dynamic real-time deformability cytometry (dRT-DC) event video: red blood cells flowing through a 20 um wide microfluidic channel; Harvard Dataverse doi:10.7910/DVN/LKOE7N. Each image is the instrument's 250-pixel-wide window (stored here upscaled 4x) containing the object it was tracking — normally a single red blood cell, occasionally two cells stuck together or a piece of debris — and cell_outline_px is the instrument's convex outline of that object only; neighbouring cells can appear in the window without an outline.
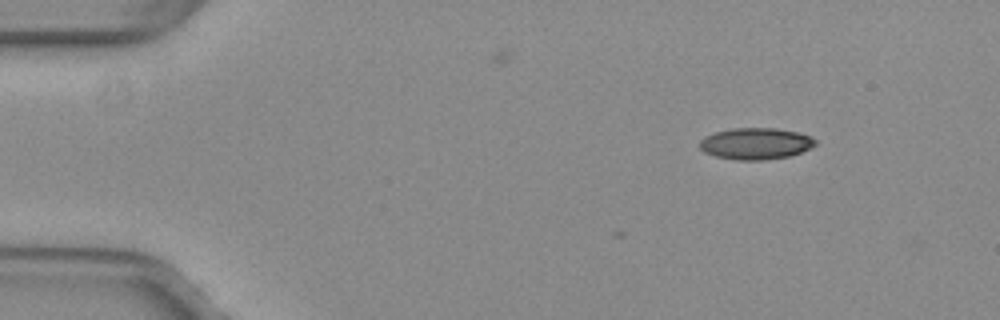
{"species": "common noctule bat (a hibernating species)", "species_latin": "Nyctalus noctula", "temperature_condition": "warm", "stored_images_in_passage": 2, "camera_frame_rate_fps": 3000, "um_per_image_px": 0.085, "animal": {"sex": "female", "body_mass_g": 29.2, "forearm_length_mm": 56.3}, "frame": {"image": 1, "passage_image": 2, "time_ms": 0.333, "image_size_px": [1000, 320], "cell_outline_px": [[816, 144], [800, 152], [788, 156], [764, 160], [736, 160], [716, 156], [704, 152], [700, 148], [700, 140], [704, 136], [716, 132], [732, 128], [776, 128], [796, 132], [812, 136], [816, 140]], "centroid_in_image_um": [64.22, 12.2], "position_along_channel_um": 20.8, "area_um2": 21.15}}